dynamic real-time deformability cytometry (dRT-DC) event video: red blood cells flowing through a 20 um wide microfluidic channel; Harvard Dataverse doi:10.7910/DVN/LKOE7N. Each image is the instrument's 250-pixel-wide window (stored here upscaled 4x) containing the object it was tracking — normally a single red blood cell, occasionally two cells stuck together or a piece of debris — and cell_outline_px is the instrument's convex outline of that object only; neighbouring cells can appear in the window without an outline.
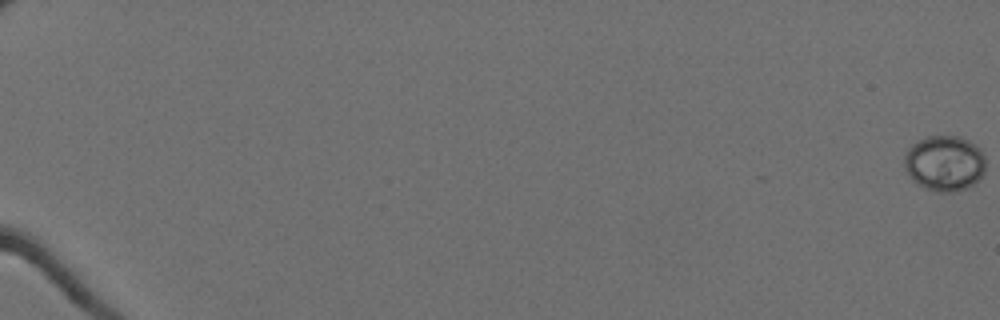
{"species": "Egyptian fruit bat (a non-hibernating species)", "species_latin": "Rousettus aegyptiacus", "temperature_condition": "cold", "stored_images_in_passage": 62, "camera_frame_rate_fps": 3000, "um_per_image_px": 0.085, "animal": {"sex": "female"}, "frame": {"image": 1, "passage_image": 1, "time_ms": 0.0, "image_size_px": [1000, 320], "cell_outline_px": [[984, 172], [968, 188], [952, 192], [936, 192], [924, 188], [916, 184], [912, 180], [904, 168], [904, 156], [908, 148], [912, 144], [924, 136], [960, 136], [976, 144], [980, 148], [984, 156]], "centroid_in_image_um": [80.25, 13.87], "position_along_channel_um": 4.7, "area_um2": 26.59}}
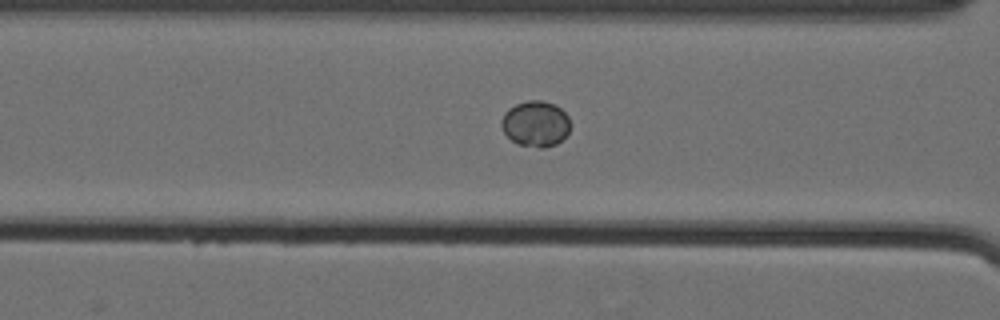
{"frame": {"image": 2, "passage_image": 30, "time_ms": 9.667, "image_size_px": [1000, 320], "cell_outline_px": [[568, 132], [556, 144], [544, 148], [540, 148], [520, 144], [512, 140], [504, 132], [500, 124], [500, 120], [504, 112], [508, 108], [516, 104], [528, 100], [540, 100], [552, 104], [560, 108], [568, 116]], "centroid_in_image_um": [45.48, 10.51], "position_along_channel_um": 121.1, "area_um2": 18.15}}
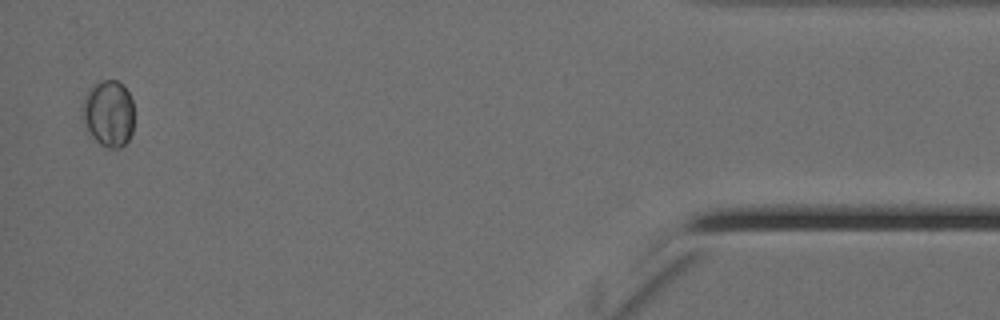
{"frame": {"image": 3, "passage_image": 61, "time_ms": 20.0, "image_size_px": [1000, 320], "cell_outline_px": [[132, 132], [128, 140], [120, 148], [108, 148], [100, 144], [88, 136], [80, 120], [80, 104], [88, 88], [104, 80], [116, 80], [128, 92], [132, 100]], "centroid_in_image_um": [9.13, 9.68], "position_along_channel_um": 426.1, "area_um2": 20.63}}